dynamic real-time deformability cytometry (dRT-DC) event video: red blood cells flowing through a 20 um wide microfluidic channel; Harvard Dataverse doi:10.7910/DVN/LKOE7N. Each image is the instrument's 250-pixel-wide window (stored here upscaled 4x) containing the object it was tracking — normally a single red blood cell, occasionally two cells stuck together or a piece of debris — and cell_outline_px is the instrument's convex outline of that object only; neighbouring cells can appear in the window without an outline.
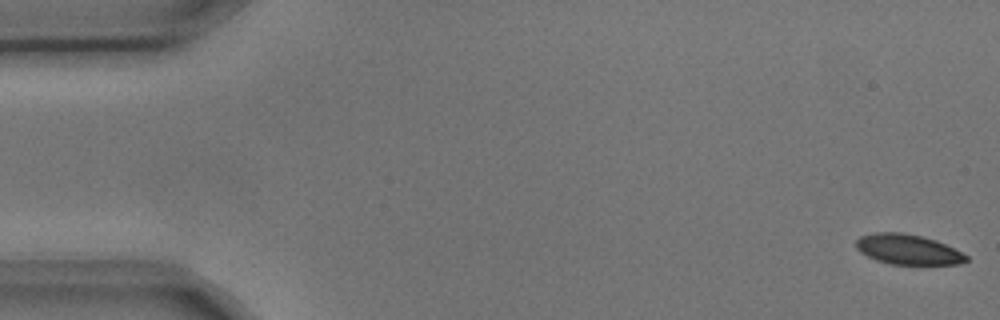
{"species": "common noctule bat (a hibernating species)", "species_latin": "Nyctalus noctula", "temperature_condition": "cold", "stored_images_in_passage": 5, "camera_frame_rate_fps": 3000, "um_per_image_px": 0.085, "animal": {"sex": "male", "body_mass_g": 17.9, "forearm_length_mm": 54.2}, "frame": {"image": 1, "passage_image": 1, "time_ms": 0.0, "image_size_px": [1000, 320], "cell_outline_px": [[968, 260], [960, 264], [892, 264], [876, 260], [860, 252], [856, 248], [856, 240], [860, 236], [876, 232], [900, 232], [920, 236], [936, 240], [968, 256]], "centroid_in_image_um": [77.14, 21.2], "position_along_channel_um": 7.9, "area_um2": 19.13}}
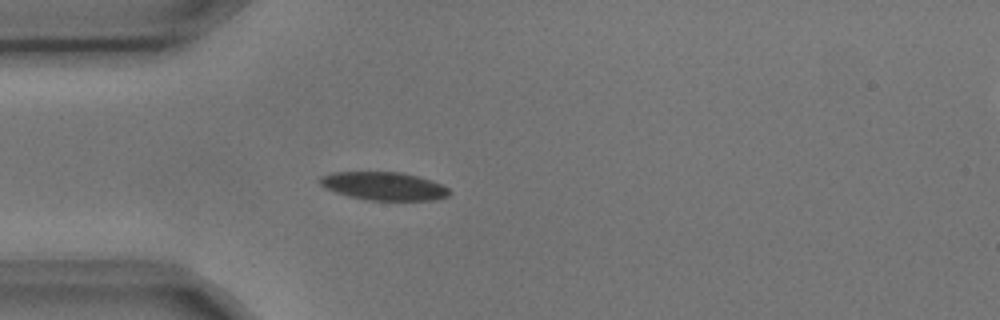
{"frame": {"image": 2, "passage_image": 5, "time_ms": 1.333, "image_size_px": [1000, 320], "cell_outline_px": [[452, 192], [448, 196], [436, 200], [368, 200], [348, 196], [324, 188], [320, 184], [320, 176], [332, 172], [400, 172], [416, 176], [440, 184], [448, 188]], "centroid_in_image_um": [32.61, 15.82], "position_along_channel_um": 52.4, "area_um2": 21.15}}